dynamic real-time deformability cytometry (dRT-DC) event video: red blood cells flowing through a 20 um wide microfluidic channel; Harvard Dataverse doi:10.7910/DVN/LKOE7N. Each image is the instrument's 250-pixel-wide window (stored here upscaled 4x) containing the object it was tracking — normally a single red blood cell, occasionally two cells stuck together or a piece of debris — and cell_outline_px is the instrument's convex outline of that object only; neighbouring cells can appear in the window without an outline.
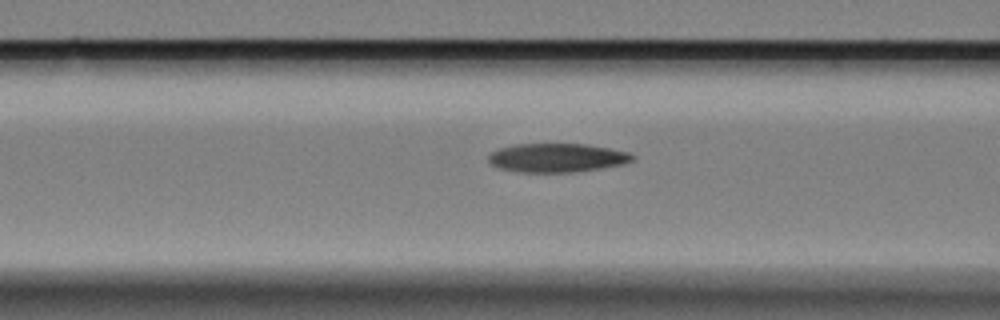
{"species": "Egyptian fruit bat (a non-hibernating species)", "species_latin": "Rousettus aegyptiacus", "temperature_condition": "cold", "stored_images_in_passage": 37, "camera_frame_rate_fps": 3000, "um_per_image_px": 0.085, "animal": {"sex": "female"}, "frame": {"image": 1, "passage_image": 12, "time_ms": 3.667, "image_size_px": [1000, 320], "cell_outline_px": [[636, 156], [632, 160], [624, 164], [600, 168], [572, 172], [520, 172], [500, 168], [492, 164], [488, 160], [488, 156], [492, 152], [500, 148], [516, 144], [584, 144], [608, 148], [628, 152]], "centroid_in_image_um": [47.35, 13.41], "position_along_channel_um": 119.3, "area_um2": 23.93}}
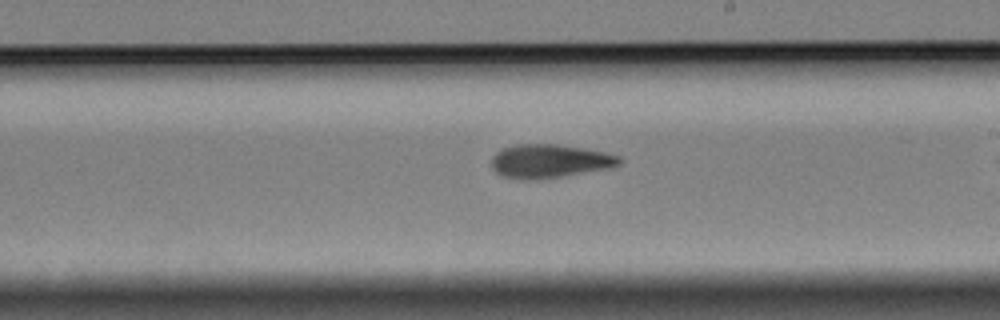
{"frame": {"image": 2, "passage_image": 23, "time_ms": 7.333, "image_size_px": [1000, 320], "cell_outline_px": [[620, 164], [608, 168], [536, 180], [520, 180], [504, 176], [496, 172], [492, 168], [492, 156], [496, 152], [504, 148], [516, 144], [556, 144], [580, 148], [620, 156]], "centroid_in_image_um": [46.64, 13.7], "position_along_channel_um": 242.4, "area_um2": 24.62}}
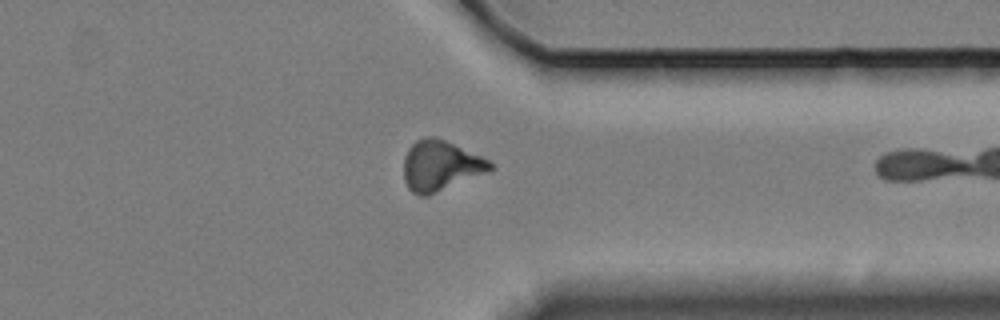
{"frame": {"image": 3, "passage_image": 35, "time_ms": 11.333, "image_size_px": [1000, 320], "cell_outline_px": [[496, 168], [488, 172], [428, 196], [420, 196], [412, 192], [408, 188], [404, 180], [404, 156], [408, 148], [416, 140], [424, 136], [436, 136], [480, 156], [488, 160]], "centroid_in_image_um": [37.42, 14.09], "position_along_channel_um": 374.0, "area_um2": 25.43}}